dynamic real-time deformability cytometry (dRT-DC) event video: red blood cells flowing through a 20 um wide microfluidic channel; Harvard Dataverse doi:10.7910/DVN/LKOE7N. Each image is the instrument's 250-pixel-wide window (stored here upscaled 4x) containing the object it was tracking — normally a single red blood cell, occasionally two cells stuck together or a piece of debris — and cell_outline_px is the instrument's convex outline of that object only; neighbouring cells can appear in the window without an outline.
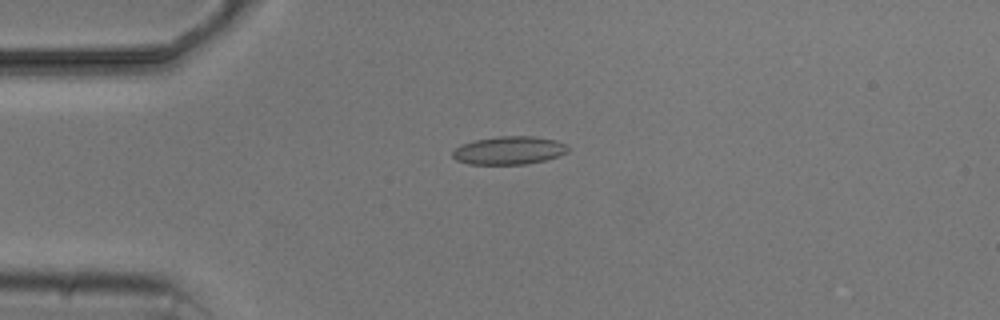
{"species": "common noctule bat (a hibernating species)", "species_latin": "Nyctalus noctula", "temperature_condition": "cold", "stored_images_in_passage": 2, "camera_frame_rate_fps": 3000, "um_per_image_px": 0.085, "animal": {"sex": "male", "body_mass_g": 20.5, "forearm_length_mm": 52.5}, "frame": {"image": 1, "passage_image": 2, "time_ms": 1.333, "image_size_px": [1000, 320], "cell_outline_px": [[568, 152], [544, 160], [524, 164], [468, 164], [456, 160], [452, 156], [452, 152], [460, 144], [476, 140], [500, 136], [532, 136], [556, 140], [564, 144], [568, 148]], "centroid_in_image_um": [43.23, 12.78], "position_along_channel_um": 41.8, "area_um2": 18.73}}